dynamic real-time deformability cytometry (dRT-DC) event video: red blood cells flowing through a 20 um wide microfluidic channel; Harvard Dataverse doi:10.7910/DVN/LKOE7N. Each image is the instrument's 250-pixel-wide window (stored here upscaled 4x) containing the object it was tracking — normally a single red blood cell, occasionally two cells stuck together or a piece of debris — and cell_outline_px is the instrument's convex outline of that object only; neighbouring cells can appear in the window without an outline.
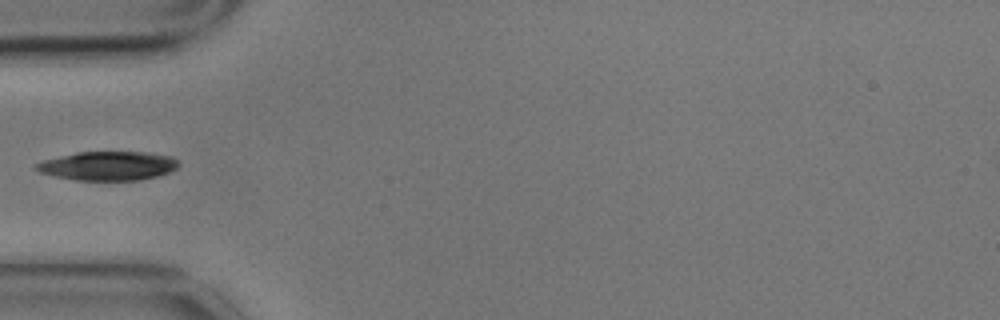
{"species": "common noctule bat (a hibernating species)", "species_latin": "Nyctalus noctula", "temperature_condition": "cold", "stored_images_in_passage": 6, "camera_frame_rate_fps": 3000, "um_per_image_px": 0.085, "animal": {"sex": "male", "body_mass_g": 17.9}, "frame": {"image": 1, "passage_image": 4, "time_ms": 1.0, "image_size_px": [1000, 320], "cell_outline_px": [[180, 164], [176, 168], [168, 172], [156, 176], [136, 180], [76, 180], [56, 176], [40, 172], [32, 168], [32, 164], [44, 160], [76, 152], [144, 152], [172, 156]], "centroid_in_image_um": [9.14, 14.09], "position_along_channel_um": 75.9, "area_um2": 23.93}}